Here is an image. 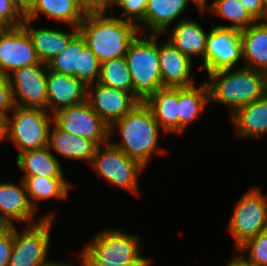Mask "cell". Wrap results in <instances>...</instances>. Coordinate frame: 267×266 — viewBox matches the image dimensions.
Segmentation results:
<instances>
[{
  "label": "cell",
  "mask_w": 267,
  "mask_h": 266,
  "mask_svg": "<svg viewBox=\"0 0 267 266\" xmlns=\"http://www.w3.org/2000/svg\"><path fill=\"white\" fill-rule=\"evenodd\" d=\"M116 128L122 139L111 143L144 168L157 151L160 154L166 153L163 148H157L161 126L144 102H139L109 127V138Z\"/></svg>",
  "instance_id": "obj_1"
},
{
  "label": "cell",
  "mask_w": 267,
  "mask_h": 266,
  "mask_svg": "<svg viewBox=\"0 0 267 266\" xmlns=\"http://www.w3.org/2000/svg\"><path fill=\"white\" fill-rule=\"evenodd\" d=\"M86 14L78 26L86 45L99 59L100 63L117 57H125L130 43L140 31L130 21L115 17L113 12Z\"/></svg>",
  "instance_id": "obj_2"
},
{
  "label": "cell",
  "mask_w": 267,
  "mask_h": 266,
  "mask_svg": "<svg viewBox=\"0 0 267 266\" xmlns=\"http://www.w3.org/2000/svg\"><path fill=\"white\" fill-rule=\"evenodd\" d=\"M218 70L208 74L205 81L209 99L229 107L230 116L241 106L259 100L267 94L264 72L248 67Z\"/></svg>",
  "instance_id": "obj_3"
},
{
  "label": "cell",
  "mask_w": 267,
  "mask_h": 266,
  "mask_svg": "<svg viewBox=\"0 0 267 266\" xmlns=\"http://www.w3.org/2000/svg\"><path fill=\"white\" fill-rule=\"evenodd\" d=\"M136 36L125 55L133 84V96L143 102L163 88L158 60L159 34Z\"/></svg>",
  "instance_id": "obj_4"
},
{
  "label": "cell",
  "mask_w": 267,
  "mask_h": 266,
  "mask_svg": "<svg viewBox=\"0 0 267 266\" xmlns=\"http://www.w3.org/2000/svg\"><path fill=\"white\" fill-rule=\"evenodd\" d=\"M48 112V113H47ZM41 108L14 106L4 121L5 140L21 152L48 146L52 114Z\"/></svg>",
  "instance_id": "obj_5"
},
{
  "label": "cell",
  "mask_w": 267,
  "mask_h": 266,
  "mask_svg": "<svg viewBox=\"0 0 267 266\" xmlns=\"http://www.w3.org/2000/svg\"><path fill=\"white\" fill-rule=\"evenodd\" d=\"M138 237L109 228L96 233L84 250L95 261L106 265L152 264L150 258L141 256Z\"/></svg>",
  "instance_id": "obj_6"
},
{
  "label": "cell",
  "mask_w": 267,
  "mask_h": 266,
  "mask_svg": "<svg viewBox=\"0 0 267 266\" xmlns=\"http://www.w3.org/2000/svg\"><path fill=\"white\" fill-rule=\"evenodd\" d=\"M110 141L112 140L110 139L107 143L96 148L90 166L110 184L112 183L136 196L139 195L138 175H141L145 168L137 161L129 158Z\"/></svg>",
  "instance_id": "obj_7"
},
{
  "label": "cell",
  "mask_w": 267,
  "mask_h": 266,
  "mask_svg": "<svg viewBox=\"0 0 267 266\" xmlns=\"http://www.w3.org/2000/svg\"><path fill=\"white\" fill-rule=\"evenodd\" d=\"M228 223V231L236 248L260 232L267 230V196L260 188L247 191L235 204Z\"/></svg>",
  "instance_id": "obj_8"
},
{
  "label": "cell",
  "mask_w": 267,
  "mask_h": 266,
  "mask_svg": "<svg viewBox=\"0 0 267 266\" xmlns=\"http://www.w3.org/2000/svg\"><path fill=\"white\" fill-rule=\"evenodd\" d=\"M53 218L25 225L21 233L14 225V242L8 266H44L49 260L50 230Z\"/></svg>",
  "instance_id": "obj_9"
},
{
  "label": "cell",
  "mask_w": 267,
  "mask_h": 266,
  "mask_svg": "<svg viewBox=\"0 0 267 266\" xmlns=\"http://www.w3.org/2000/svg\"><path fill=\"white\" fill-rule=\"evenodd\" d=\"M241 59L243 60L241 30L212 25L199 70L205 69L209 74L218 70L234 69Z\"/></svg>",
  "instance_id": "obj_10"
},
{
  "label": "cell",
  "mask_w": 267,
  "mask_h": 266,
  "mask_svg": "<svg viewBox=\"0 0 267 266\" xmlns=\"http://www.w3.org/2000/svg\"><path fill=\"white\" fill-rule=\"evenodd\" d=\"M53 123L61 130L88 138L98 146L109 141V126L87 101L52 113Z\"/></svg>",
  "instance_id": "obj_11"
},
{
  "label": "cell",
  "mask_w": 267,
  "mask_h": 266,
  "mask_svg": "<svg viewBox=\"0 0 267 266\" xmlns=\"http://www.w3.org/2000/svg\"><path fill=\"white\" fill-rule=\"evenodd\" d=\"M47 71V64L41 62L16 69L7 76L12 90L14 106L48 110Z\"/></svg>",
  "instance_id": "obj_12"
},
{
  "label": "cell",
  "mask_w": 267,
  "mask_h": 266,
  "mask_svg": "<svg viewBox=\"0 0 267 266\" xmlns=\"http://www.w3.org/2000/svg\"><path fill=\"white\" fill-rule=\"evenodd\" d=\"M41 63L27 30L18 27L0 29V75L8 76L14 70Z\"/></svg>",
  "instance_id": "obj_13"
},
{
  "label": "cell",
  "mask_w": 267,
  "mask_h": 266,
  "mask_svg": "<svg viewBox=\"0 0 267 266\" xmlns=\"http://www.w3.org/2000/svg\"><path fill=\"white\" fill-rule=\"evenodd\" d=\"M87 102L109 127L139 103L131 93L99 82L87 86Z\"/></svg>",
  "instance_id": "obj_14"
},
{
  "label": "cell",
  "mask_w": 267,
  "mask_h": 266,
  "mask_svg": "<svg viewBox=\"0 0 267 266\" xmlns=\"http://www.w3.org/2000/svg\"><path fill=\"white\" fill-rule=\"evenodd\" d=\"M20 184L0 182V224L14 226V222L17 221V223L30 225L41 221L43 218L54 219L52 213L39 217L37 220L34 218L36 211L29 201L22 179Z\"/></svg>",
  "instance_id": "obj_15"
},
{
  "label": "cell",
  "mask_w": 267,
  "mask_h": 266,
  "mask_svg": "<svg viewBox=\"0 0 267 266\" xmlns=\"http://www.w3.org/2000/svg\"><path fill=\"white\" fill-rule=\"evenodd\" d=\"M48 111L52 114L64 107L87 101V85L74 76L48 69L46 78Z\"/></svg>",
  "instance_id": "obj_16"
},
{
  "label": "cell",
  "mask_w": 267,
  "mask_h": 266,
  "mask_svg": "<svg viewBox=\"0 0 267 266\" xmlns=\"http://www.w3.org/2000/svg\"><path fill=\"white\" fill-rule=\"evenodd\" d=\"M158 60L163 87L194 85L192 60L168 40L162 44L158 42Z\"/></svg>",
  "instance_id": "obj_17"
},
{
  "label": "cell",
  "mask_w": 267,
  "mask_h": 266,
  "mask_svg": "<svg viewBox=\"0 0 267 266\" xmlns=\"http://www.w3.org/2000/svg\"><path fill=\"white\" fill-rule=\"evenodd\" d=\"M189 1L201 10L194 0H148L144 19L137 25L139 30L147 26V34H165L169 25L186 11Z\"/></svg>",
  "instance_id": "obj_18"
},
{
  "label": "cell",
  "mask_w": 267,
  "mask_h": 266,
  "mask_svg": "<svg viewBox=\"0 0 267 266\" xmlns=\"http://www.w3.org/2000/svg\"><path fill=\"white\" fill-rule=\"evenodd\" d=\"M230 118L237 137L261 139L267 135V94L239 107Z\"/></svg>",
  "instance_id": "obj_19"
},
{
  "label": "cell",
  "mask_w": 267,
  "mask_h": 266,
  "mask_svg": "<svg viewBox=\"0 0 267 266\" xmlns=\"http://www.w3.org/2000/svg\"><path fill=\"white\" fill-rule=\"evenodd\" d=\"M32 22L34 21L24 18L22 26L30 35L39 59L46 64L63 51L79 33L78 27L68 33L54 28H33Z\"/></svg>",
  "instance_id": "obj_20"
},
{
  "label": "cell",
  "mask_w": 267,
  "mask_h": 266,
  "mask_svg": "<svg viewBox=\"0 0 267 266\" xmlns=\"http://www.w3.org/2000/svg\"><path fill=\"white\" fill-rule=\"evenodd\" d=\"M47 147L52 153L56 152L67 159L91 164L98 145L88 138L63 131L52 123Z\"/></svg>",
  "instance_id": "obj_21"
},
{
  "label": "cell",
  "mask_w": 267,
  "mask_h": 266,
  "mask_svg": "<svg viewBox=\"0 0 267 266\" xmlns=\"http://www.w3.org/2000/svg\"><path fill=\"white\" fill-rule=\"evenodd\" d=\"M172 28L167 39L171 44L191 60L194 56L204 58L209 33L200 26V23L186 17L179 20Z\"/></svg>",
  "instance_id": "obj_22"
},
{
  "label": "cell",
  "mask_w": 267,
  "mask_h": 266,
  "mask_svg": "<svg viewBox=\"0 0 267 266\" xmlns=\"http://www.w3.org/2000/svg\"><path fill=\"white\" fill-rule=\"evenodd\" d=\"M244 67L267 69V20H259L241 30Z\"/></svg>",
  "instance_id": "obj_23"
},
{
  "label": "cell",
  "mask_w": 267,
  "mask_h": 266,
  "mask_svg": "<svg viewBox=\"0 0 267 266\" xmlns=\"http://www.w3.org/2000/svg\"><path fill=\"white\" fill-rule=\"evenodd\" d=\"M39 14L73 27H78L86 15L78 0H35L24 13L25 18L32 21L39 18Z\"/></svg>",
  "instance_id": "obj_24"
},
{
  "label": "cell",
  "mask_w": 267,
  "mask_h": 266,
  "mask_svg": "<svg viewBox=\"0 0 267 266\" xmlns=\"http://www.w3.org/2000/svg\"><path fill=\"white\" fill-rule=\"evenodd\" d=\"M165 132L178 134V87H163L144 101Z\"/></svg>",
  "instance_id": "obj_25"
},
{
  "label": "cell",
  "mask_w": 267,
  "mask_h": 266,
  "mask_svg": "<svg viewBox=\"0 0 267 266\" xmlns=\"http://www.w3.org/2000/svg\"><path fill=\"white\" fill-rule=\"evenodd\" d=\"M16 156V165L23 171V176L65 178L58 159L48 147L21 152Z\"/></svg>",
  "instance_id": "obj_26"
},
{
  "label": "cell",
  "mask_w": 267,
  "mask_h": 266,
  "mask_svg": "<svg viewBox=\"0 0 267 266\" xmlns=\"http://www.w3.org/2000/svg\"><path fill=\"white\" fill-rule=\"evenodd\" d=\"M207 102H210V99L205 81L198 87L195 84L178 87V133H182L191 122L197 120Z\"/></svg>",
  "instance_id": "obj_27"
},
{
  "label": "cell",
  "mask_w": 267,
  "mask_h": 266,
  "mask_svg": "<svg viewBox=\"0 0 267 266\" xmlns=\"http://www.w3.org/2000/svg\"><path fill=\"white\" fill-rule=\"evenodd\" d=\"M29 201L37 211L38 201L54 198L65 200L69 197L70 183L65 178H47L43 176H22Z\"/></svg>",
  "instance_id": "obj_28"
},
{
  "label": "cell",
  "mask_w": 267,
  "mask_h": 266,
  "mask_svg": "<svg viewBox=\"0 0 267 266\" xmlns=\"http://www.w3.org/2000/svg\"><path fill=\"white\" fill-rule=\"evenodd\" d=\"M208 9L215 16L231 22L230 25H218V27L243 30L256 22L239 0H212Z\"/></svg>",
  "instance_id": "obj_29"
},
{
  "label": "cell",
  "mask_w": 267,
  "mask_h": 266,
  "mask_svg": "<svg viewBox=\"0 0 267 266\" xmlns=\"http://www.w3.org/2000/svg\"><path fill=\"white\" fill-rule=\"evenodd\" d=\"M85 45L84 38L78 33L63 51L47 63L48 69L79 79L80 54Z\"/></svg>",
  "instance_id": "obj_30"
},
{
  "label": "cell",
  "mask_w": 267,
  "mask_h": 266,
  "mask_svg": "<svg viewBox=\"0 0 267 266\" xmlns=\"http://www.w3.org/2000/svg\"><path fill=\"white\" fill-rule=\"evenodd\" d=\"M98 82L133 95V84L125 57H117L101 63Z\"/></svg>",
  "instance_id": "obj_31"
},
{
  "label": "cell",
  "mask_w": 267,
  "mask_h": 266,
  "mask_svg": "<svg viewBox=\"0 0 267 266\" xmlns=\"http://www.w3.org/2000/svg\"><path fill=\"white\" fill-rule=\"evenodd\" d=\"M248 250L247 261L255 266H267V230L260 232L242 244L237 251Z\"/></svg>",
  "instance_id": "obj_32"
},
{
  "label": "cell",
  "mask_w": 267,
  "mask_h": 266,
  "mask_svg": "<svg viewBox=\"0 0 267 266\" xmlns=\"http://www.w3.org/2000/svg\"><path fill=\"white\" fill-rule=\"evenodd\" d=\"M101 63L91 49L85 45L80 54L79 61V80L87 86L98 82L100 77Z\"/></svg>",
  "instance_id": "obj_33"
},
{
  "label": "cell",
  "mask_w": 267,
  "mask_h": 266,
  "mask_svg": "<svg viewBox=\"0 0 267 266\" xmlns=\"http://www.w3.org/2000/svg\"><path fill=\"white\" fill-rule=\"evenodd\" d=\"M25 15L13 0H0V26L18 27L24 21Z\"/></svg>",
  "instance_id": "obj_34"
},
{
  "label": "cell",
  "mask_w": 267,
  "mask_h": 266,
  "mask_svg": "<svg viewBox=\"0 0 267 266\" xmlns=\"http://www.w3.org/2000/svg\"><path fill=\"white\" fill-rule=\"evenodd\" d=\"M148 0H118L116 6L123 10L122 19L138 25L145 15Z\"/></svg>",
  "instance_id": "obj_35"
},
{
  "label": "cell",
  "mask_w": 267,
  "mask_h": 266,
  "mask_svg": "<svg viewBox=\"0 0 267 266\" xmlns=\"http://www.w3.org/2000/svg\"><path fill=\"white\" fill-rule=\"evenodd\" d=\"M12 90L7 76L0 75V120L4 122L13 110Z\"/></svg>",
  "instance_id": "obj_36"
},
{
  "label": "cell",
  "mask_w": 267,
  "mask_h": 266,
  "mask_svg": "<svg viewBox=\"0 0 267 266\" xmlns=\"http://www.w3.org/2000/svg\"><path fill=\"white\" fill-rule=\"evenodd\" d=\"M14 242V226L0 229V266H8Z\"/></svg>",
  "instance_id": "obj_37"
},
{
  "label": "cell",
  "mask_w": 267,
  "mask_h": 266,
  "mask_svg": "<svg viewBox=\"0 0 267 266\" xmlns=\"http://www.w3.org/2000/svg\"><path fill=\"white\" fill-rule=\"evenodd\" d=\"M118 0H78L80 7L86 14L107 13L111 7H116Z\"/></svg>",
  "instance_id": "obj_38"
},
{
  "label": "cell",
  "mask_w": 267,
  "mask_h": 266,
  "mask_svg": "<svg viewBox=\"0 0 267 266\" xmlns=\"http://www.w3.org/2000/svg\"><path fill=\"white\" fill-rule=\"evenodd\" d=\"M247 12L256 20H262V0H239Z\"/></svg>",
  "instance_id": "obj_39"
},
{
  "label": "cell",
  "mask_w": 267,
  "mask_h": 266,
  "mask_svg": "<svg viewBox=\"0 0 267 266\" xmlns=\"http://www.w3.org/2000/svg\"><path fill=\"white\" fill-rule=\"evenodd\" d=\"M81 266H112L95 261L85 250L80 254ZM152 264H128L123 266H151Z\"/></svg>",
  "instance_id": "obj_40"
},
{
  "label": "cell",
  "mask_w": 267,
  "mask_h": 266,
  "mask_svg": "<svg viewBox=\"0 0 267 266\" xmlns=\"http://www.w3.org/2000/svg\"><path fill=\"white\" fill-rule=\"evenodd\" d=\"M236 254L226 266H255L244 258V255Z\"/></svg>",
  "instance_id": "obj_41"
},
{
  "label": "cell",
  "mask_w": 267,
  "mask_h": 266,
  "mask_svg": "<svg viewBox=\"0 0 267 266\" xmlns=\"http://www.w3.org/2000/svg\"><path fill=\"white\" fill-rule=\"evenodd\" d=\"M14 3L25 13L33 4L35 0H13Z\"/></svg>",
  "instance_id": "obj_42"
},
{
  "label": "cell",
  "mask_w": 267,
  "mask_h": 266,
  "mask_svg": "<svg viewBox=\"0 0 267 266\" xmlns=\"http://www.w3.org/2000/svg\"><path fill=\"white\" fill-rule=\"evenodd\" d=\"M44 266H74L73 262H55L53 260H49Z\"/></svg>",
  "instance_id": "obj_43"
},
{
  "label": "cell",
  "mask_w": 267,
  "mask_h": 266,
  "mask_svg": "<svg viewBox=\"0 0 267 266\" xmlns=\"http://www.w3.org/2000/svg\"><path fill=\"white\" fill-rule=\"evenodd\" d=\"M207 0H194V2L201 8V10L199 11L201 14L208 10L207 9Z\"/></svg>",
  "instance_id": "obj_44"
},
{
  "label": "cell",
  "mask_w": 267,
  "mask_h": 266,
  "mask_svg": "<svg viewBox=\"0 0 267 266\" xmlns=\"http://www.w3.org/2000/svg\"><path fill=\"white\" fill-rule=\"evenodd\" d=\"M262 20H267V0H262Z\"/></svg>",
  "instance_id": "obj_45"
},
{
  "label": "cell",
  "mask_w": 267,
  "mask_h": 266,
  "mask_svg": "<svg viewBox=\"0 0 267 266\" xmlns=\"http://www.w3.org/2000/svg\"><path fill=\"white\" fill-rule=\"evenodd\" d=\"M5 141V136H4V127H0V143Z\"/></svg>",
  "instance_id": "obj_46"
},
{
  "label": "cell",
  "mask_w": 267,
  "mask_h": 266,
  "mask_svg": "<svg viewBox=\"0 0 267 266\" xmlns=\"http://www.w3.org/2000/svg\"><path fill=\"white\" fill-rule=\"evenodd\" d=\"M265 87L267 91V69L264 71Z\"/></svg>",
  "instance_id": "obj_47"
},
{
  "label": "cell",
  "mask_w": 267,
  "mask_h": 266,
  "mask_svg": "<svg viewBox=\"0 0 267 266\" xmlns=\"http://www.w3.org/2000/svg\"><path fill=\"white\" fill-rule=\"evenodd\" d=\"M0 127H4V122L0 120Z\"/></svg>",
  "instance_id": "obj_48"
}]
</instances>
